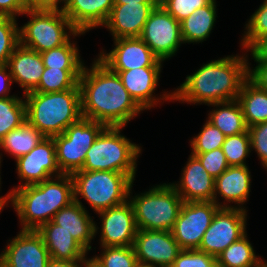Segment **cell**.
<instances>
[{"mask_svg":"<svg viewBox=\"0 0 267 267\" xmlns=\"http://www.w3.org/2000/svg\"><path fill=\"white\" fill-rule=\"evenodd\" d=\"M3 155H2V153L0 152V164L2 165V159H3V157H2Z\"/></svg>","mask_w":267,"mask_h":267,"instance_id":"11a10c76","label":"cell"},{"mask_svg":"<svg viewBox=\"0 0 267 267\" xmlns=\"http://www.w3.org/2000/svg\"><path fill=\"white\" fill-rule=\"evenodd\" d=\"M159 3V0H114V4Z\"/></svg>","mask_w":267,"mask_h":267,"instance_id":"681fc988","label":"cell"},{"mask_svg":"<svg viewBox=\"0 0 267 267\" xmlns=\"http://www.w3.org/2000/svg\"><path fill=\"white\" fill-rule=\"evenodd\" d=\"M211 1L212 0H159V5L173 18L181 22L198 8L208 5Z\"/></svg>","mask_w":267,"mask_h":267,"instance_id":"f35d334b","label":"cell"},{"mask_svg":"<svg viewBox=\"0 0 267 267\" xmlns=\"http://www.w3.org/2000/svg\"><path fill=\"white\" fill-rule=\"evenodd\" d=\"M133 185L128 200L134 210L137 229L172 231L183 200L170 182L156 184L148 191L134 195Z\"/></svg>","mask_w":267,"mask_h":267,"instance_id":"ba28073f","label":"cell"},{"mask_svg":"<svg viewBox=\"0 0 267 267\" xmlns=\"http://www.w3.org/2000/svg\"><path fill=\"white\" fill-rule=\"evenodd\" d=\"M69 1L70 0H45V9L63 10L66 7V5L69 3Z\"/></svg>","mask_w":267,"mask_h":267,"instance_id":"c3c4849f","label":"cell"},{"mask_svg":"<svg viewBox=\"0 0 267 267\" xmlns=\"http://www.w3.org/2000/svg\"><path fill=\"white\" fill-rule=\"evenodd\" d=\"M7 65L13 83L15 82L22 88L23 95L34 91L38 87L45 69L41 54L21 45L13 51Z\"/></svg>","mask_w":267,"mask_h":267,"instance_id":"7402d4cb","label":"cell"},{"mask_svg":"<svg viewBox=\"0 0 267 267\" xmlns=\"http://www.w3.org/2000/svg\"><path fill=\"white\" fill-rule=\"evenodd\" d=\"M86 209L80 203L73 201L60 209L52 221L69 232L87 252H90L92 240L95 239V221Z\"/></svg>","mask_w":267,"mask_h":267,"instance_id":"d4e9b609","label":"cell"},{"mask_svg":"<svg viewBox=\"0 0 267 267\" xmlns=\"http://www.w3.org/2000/svg\"><path fill=\"white\" fill-rule=\"evenodd\" d=\"M255 67H251L249 61L248 78L255 83L260 89L267 91V61L253 60Z\"/></svg>","mask_w":267,"mask_h":267,"instance_id":"7bdbcfd3","label":"cell"},{"mask_svg":"<svg viewBox=\"0 0 267 267\" xmlns=\"http://www.w3.org/2000/svg\"><path fill=\"white\" fill-rule=\"evenodd\" d=\"M251 183V172L247 165L229 166L215 179L213 201L220 208H240L246 210L245 205L250 198ZM219 198L223 201L221 202Z\"/></svg>","mask_w":267,"mask_h":267,"instance_id":"d6986e66","label":"cell"},{"mask_svg":"<svg viewBox=\"0 0 267 267\" xmlns=\"http://www.w3.org/2000/svg\"><path fill=\"white\" fill-rule=\"evenodd\" d=\"M247 235L246 232L217 256V267H263L266 260L256 255Z\"/></svg>","mask_w":267,"mask_h":267,"instance_id":"f546056e","label":"cell"},{"mask_svg":"<svg viewBox=\"0 0 267 267\" xmlns=\"http://www.w3.org/2000/svg\"><path fill=\"white\" fill-rule=\"evenodd\" d=\"M99 255L89 260L96 267H136L138 265L133 246L101 247Z\"/></svg>","mask_w":267,"mask_h":267,"instance_id":"836d02e7","label":"cell"},{"mask_svg":"<svg viewBox=\"0 0 267 267\" xmlns=\"http://www.w3.org/2000/svg\"><path fill=\"white\" fill-rule=\"evenodd\" d=\"M30 6L27 0H0V16L17 18Z\"/></svg>","mask_w":267,"mask_h":267,"instance_id":"ee69618b","label":"cell"},{"mask_svg":"<svg viewBox=\"0 0 267 267\" xmlns=\"http://www.w3.org/2000/svg\"><path fill=\"white\" fill-rule=\"evenodd\" d=\"M16 174L20 185L13 186L7 193L16 188L35 185L52 177L62 175L56 161V147L53 137H45L29 153L15 160Z\"/></svg>","mask_w":267,"mask_h":267,"instance_id":"4fadbf2b","label":"cell"},{"mask_svg":"<svg viewBox=\"0 0 267 267\" xmlns=\"http://www.w3.org/2000/svg\"><path fill=\"white\" fill-rule=\"evenodd\" d=\"M84 267H96L89 259L85 262Z\"/></svg>","mask_w":267,"mask_h":267,"instance_id":"f5cc1de1","label":"cell"},{"mask_svg":"<svg viewBox=\"0 0 267 267\" xmlns=\"http://www.w3.org/2000/svg\"><path fill=\"white\" fill-rule=\"evenodd\" d=\"M217 2L212 0L208 5L198 8L189 17L180 22L184 44L202 43L209 38L214 29L217 16Z\"/></svg>","mask_w":267,"mask_h":267,"instance_id":"484cf974","label":"cell"},{"mask_svg":"<svg viewBox=\"0 0 267 267\" xmlns=\"http://www.w3.org/2000/svg\"><path fill=\"white\" fill-rule=\"evenodd\" d=\"M86 261H63L50 259L47 267H84Z\"/></svg>","mask_w":267,"mask_h":267,"instance_id":"7dc6e473","label":"cell"},{"mask_svg":"<svg viewBox=\"0 0 267 267\" xmlns=\"http://www.w3.org/2000/svg\"><path fill=\"white\" fill-rule=\"evenodd\" d=\"M244 51L241 55H227L200 65L174 88L173 102L197 106L237 100L243 83L248 79L250 57Z\"/></svg>","mask_w":267,"mask_h":267,"instance_id":"7a4b0ae2","label":"cell"},{"mask_svg":"<svg viewBox=\"0 0 267 267\" xmlns=\"http://www.w3.org/2000/svg\"><path fill=\"white\" fill-rule=\"evenodd\" d=\"M159 3L114 4L102 26L113 39L139 37L151 12Z\"/></svg>","mask_w":267,"mask_h":267,"instance_id":"ffe728a7","label":"cell"},{"mask_svg":"<svg viewBox=\"0 0 267 267\" xmlns=\"http://www.w3.org/2000/svg\"><path fill=\"white\" fill-rule=\"evenodd\" d=\"M12 84L13 80L8 65L0 66V99L18 96L17 94L10 95Z\"/></svg>","mask_w":267,"mask_h":267,"instance_id":"f6af8a7d","label":"cell"},{"mask_svg":"<svg viewBox=\"0 0 267 267\" xmlns=\"http://www.w3.org/2000/svg\"><path fill=\"white\" fill-rule=\"evenodd\" d=\"M237 101L248 127L267 121V91L249 78L243 83Z\"/></svg>","mask_w":267,"mask_h":267,"instance_id":"83f0119b","label":"cell"},{"mask_svg":"<svg viewBox=\"0 0 267 267\" xmlns=\"http://www.w3.org/2000/svg\"><path fill=\"white\" fill-rule=\"evenodd\" d=\"M73 201V179L70 174L16 188L9 194V204L16 212L21 230H37Z\"/></svg>","mask_w":267,"mask_h":267,"instance_id":"3957f363","label":"cell"},{"mask_svg":"<svg viewBox=\"0 0 267 267\" xmlns=\"http://www.w3.org/2000/svg\"><path fill=\"white\" fill-rule=\"evenodd\" d=\"M106 127L101 122L81 117L62 134L53 137L56 161L62 174L71 175L82 169L86 152Z\"/></svg>","mask_w":267,"mask_h":267,"instance_id":"9c48e42d","label":"cell"},{"mask_svg":"<svg viewBox=\"0 0 267 267\" xmlns=\"http://www.w3.org/2000/svg\"><path fill=\"white\" fill-rule=\"evenodd\" d=\"M78 48L77 41L71 38L66 44L40 54L46 68L83 69L85 62Z\"/></svg>","mask_w":267,"mask_h":267,"instance_id":"4dcf8cb0","label":"cell"},{"mask_svg":"<svg viewBox=\"0 0 267 267\" xmlns=\"http://www.w3.org/2000/svg\"><path fill=\"white\" fill-rule=\"evenodd\" d=\"M188 157L179 181L170 184L183 202L213 201L215 178L206 171L196 156L190 154Z\"/></svg>","mask_w":267,"mask_h":267,"instance_id":"44dd1931","label":"cell"},{"mask_svg":"<svg viewBox=\"0 0 267 267\" xmlns=\"http://www.w3.org/2000/svg\"><path fill=\"white\" fill-rule=\"evenodd\" d=\"M71 176L74 201L85 208L79 199L82 197L95 214L124 204L128 200L130 186L134 183L127 174L115 171L78 170Z\"/></svg>","mask_w":267,"mask_h":267,"instance_id":"8992f818","label":"cell"},{"mask_svg":"<svg viewBox=\"0 0 267 267\" xmlns=\"http://www.w3.org/2000/svg\"><path fill=\"white\" fill-rule=\"evenodd\" d=\"M17 19L0 16V66L8 63L13 51L20 45Z\"/></svg>","mask_w":267,"mask_h":267,"instance_id":"8d00e7d4","label":"cell"},{"mask_svg":"<svg viewBox=\"0 0 267 267\" xmlns=\"http://www.w3.org/2000/svg\"><path fill=\"white\" fill-rule=\"evenodd\" d=\"M24 121H26V103L23 95L0 99V140Z\"/></svg>","mask_w":267,"mask_h":267,"instance_id":"d6a6232c","label":"cell"},{"mask_svg":"<svg viewBox=\"0 0 267 267\" xmlns=\"http://www.w3.org/2000/svg\"><path fill=\"white\" fill-rule=\"evenodd\" d=\"M23 97L26 120L45 137L62 134L82 117L78 84L62 92H29Z\"/></svg>","mask_w":267,"mask_h":267,"instance_id":"277c9868","label":"cell"},{"mask_svg":"<svg viewBox=\"0 0 267 267\" xmlns=\"http://www.w3.org/2000/svg\"><path fill=\"white\" fill-rule=\"evenodd\" d=\"M47 247L50 259L63 261H87L89 254L66 230L52 220L36 230Z\"/></svg>","mask_w":267,"mask_h":267,"instance_id":"cb8c5ba5","label":"cell"},{"mask_svg":"<svg viewBox=\"0 0 267 267\" xmlns=\"http://www.w3.org/2000/svg\"><path fill=\"white\" fill-rule=\"evenodd\" d=\"M83 69H44L38 87L32 92L53 93L73 89Z\"/></svg>","mask_w":267,"mask_h":267,"instance_id":"1f68e13d","label":"cell"},{"mask_svg":"<svg viewBox=\"0 0 267 267\" xmlns=\"http://www.w3.org/2000/svg\"><path fill=\"white\" fill-rule=\"evenodd\" d=\"M114 5V0H70L62 10L78 32L87 33L102 27Z\"/></svg>","mask_w":267,"mask_h":267,"instance_id":"603a6c76","label":"cell"},{"mask_svg":"<svg viewBox=\"0 0 267 267\" xmlns=\"http://www.w3.org/2000/svg\"><path fill=\"white\" fill-rule=\"evenodd\" d=\"M136 267H158V266L145 265V264H138Z\"/></svg>","mask_w":267,"mask_h":267,"instance_id":"db71d44e","label":"cell"},{"mask_svg":"<svg viewBox=\"0 0 267 267\" xmlns=\"http://www.w3.org/2000/svg\"><path fill=\"white\" fill-rule=\"evenodd\" d=\"M82 117L106 126L125 127L143 113V109L123 86L120 76L97 57L84 65L78 80Z\"/></svg>","mask_w":267,"mask_h":267,"instance_id":"6da1fadb","label":"cell"},{"mask_svg":"<svg viewBox=\"0 0 267 267\" xmlns=\"http://www.w3.org/2000/svg\"><path fill=\"white\" fill-rule=\"evenodd\" d=\"M30 19L19 27L20 45L39 53L66 44L71 37L83 36L59 9L30 6L22 16Z\"/></svg>","mask_w":267,"mask_h":267,"instance_id":"52a82bcc","label":"cell"},{"mask_svg":"<svg viewBox=\"0 0 267 267\" xmlns=\"http://www.w3.org/2000/svg\"><path fill=\"white\" fill-rule=\"evenodd\" d=\"M251 151L256 152L260 165L267 171V121L248 127Z\"/></svg>","mask_w":267,"mask_h":267,"instance_id":"60d3db41","label":"cell"},{"mask_svg":"<svg viewBox=\"0 0 267 267\" xmlns=\"http://www.w3.org/2000/svg\"><path fill=\"white\" fill-rule=\"evenodd\" d=\"M134 250L138 264L171 267L182 250L171 231L138 229Z\"/></svg>","mask_w":267,"mask_h":267,"instance_id":"ac0fdd59","label":"cell"},{"mask_svg":"<svg viewBox=\"0 0 267 267\" xmlns=\"http://www.w3.org/2000/svg\"><path fill=\"white\" fill-rule=\"evenodd\" d=\"M251 53V54H250ZM250 59L267 61V35L260 38L248 51Z\"/></svg>","mask_w":267,"mask_h":267,"instance_id":"bcb514c9","label":"cell"},{"mask_svg":"<svg viewBox=\"0 0 267 267\" xmlns=\"http://www.w3.org/2000/svg\"><path fill=\"white\" fill-rule=\"evenodd\" d=\"M44 138L45 136L26 120L0 140V150L16 160L29 153Z\"/></svg>","mask_w":267,"mask_h":267,"instance_id":"f1b7e54d","label":"cell"},{"mask_svg":"<svg viewBox=\"0 0 267 267\" xmlns=\"http://www.w3.org/2000/svg\"><path fill=\"white\" fill-rule=\"evenodd\" d=\"M226 136L207 119L201 131L190 139L191 153H207L222 148Z\"/></svg>","mask_w":267,"mask_h":267,"instance_id":"74e56055","label":"cell"},{"mask_svg":"<svg viewBox=\"0 0 267 267\" xmlns=\"http://www.w3.org/2000/svg\"><path fill=\"white\" fill-rule=\"evenodd\" d=\"M162 67H142L127 71H112L117 73L123 86L135 102L145 111L157 107L160 103L173 102V91H165L155 95L159 85Z\"/></svg>","mask_w":267,"mask_h":267,"instance_id":"e0dca14e","label":"cell"},{"mask_svg":"<svg viewBox=\"0 0 267 267\" xmlns=\"http://www.w3.org/2000/svg\"><path fill=\"white\" fill-rule=\"evenodd\" d=\"M196 156L206 171L213 177H219L228 167V163L222 148L207 153H190Z\"/></svg>","mask_w":267,"mask_h":267,"instance_id":"b9f144b4","label":"cell"},{"mask_svg":"<svg viewBox=\"0 0 267 267\" xmlns=\"http://www.w3.org/2000/svg\"><path fill=\"white\" fill-rule=\"evenodd\" d=\"M245 23L240 46L248 51L260 38L267 35V0H263Z\"/></svg>","mask_w":267,"mask_h":267,"instance_id":"e575fe53","label":"cell"},{"mask_svg":"<svg viewBox=\"0 0 267 267\" xmlns=\"http://www.w3.org/2000/svg\"><path fill=\"white\" fill-rule=\"evenodd\" d=\"M213 107L206 118L216 126L225 136L237 135L248 132V126L237 100L228 102L211 103Z\"/></svg>","mask_w":267,"mask_h":267,"instance_id":"4316f807","label":"cell"},{"mask_svg":"<svg viewBox=\"0 0 267 267\" xmlns=\"http://www.w3.org/2000/svg\"><path fill=\"white\" fill-rule=\"evenodd\" d=\"M263 267H267V262L265 261V263L263 264Z\"/></svg>","mask_w":267,"mask_h":267,"instance_id":"9f6ffc18","label":"cell"},{"mask_svg":"<svg viewBox=\"0 0 267 267\" xmlns=\"http://www.w3.org/2000/svg\"><path fill=\"white\" fill-rule=\"evenodd\" d=\"M171 267H217L216 257L197 249H182Z\"/></svg>","mask_w":267,"mask_h":267,"instance_id":"ab89813d","label":"cell"},{"mask_svg":"<svg viewBox=\"0 0 267 267\" xmlns=\"http://www.w3.org/2000/svg\"><path fill=\"white\" fill-rule=\"evenodd\" d=\"M111 51L101 49L96 57L111 71H127L142 67H163L160 60L140 37L113 39Z\"/></svg>","mask_w":267,"mask_h":267,"instance_id":"5bb4252c","label":"cell"},{"mask_svg":"<svg viewBox=\"0 0 267 267\" xmlns=\"http://www.w3.org/2000/svg\"><path fill=\"white\" fill-rule=\"evenodd\" d=\"M50 255L36 230H21L0 253V267H47Z\"/></svg>","mask_w":267,"mask_h":267,"instance_id":"2e32d148","label":"cell"},{"mask_svg":"<svg viewBox=\"0 0 267 267\" xmlns=\"http://www.w3.org/2000/svg\"><path fill=\"white\" fill-rule=\"evenodd\" d=\"M220 207L214 201L183 202L172 229L181 249H198Z\"/></svg>","mask_w":267,"mask_h":267,"instance_id":"8fae6325","label":"cell"},{"mask_svg":"<svg viewBox=\"0 0 267 267\" xmlns=\"http://www.w3.org/2000/svg\"><path fill=\"white\" fill-rule=\"evenodd\" d=\"M122 129L107 126L86 152L81 170L115 171L127 174L134 181L142 147L123 135Z\"/></svg>","mask_w":267,"mask_h":267,"instance_id":"5b68a950","label":"cell"},{"mask_svg":"<svg viewBox=\"0 0 267 267\" xmlns=\"http://www.w3.org/2000/svg\"><path fill=\"white\" fill-rule=\"evenodd\" d=\"M139 37L164 62L174 57L184 44L180 22L160 5L149 15Z\"/></svg>","mask_w":267,"mask_h":267,"instance_id":"30bf717a","label":"cell"},{"mask_svg":"<svg viewBox=\"0 0 267 267\" xmlns=\"http://www.w3.org/2000/svg\"><path fill=\"white\" fill-rule=\"evenodd\" d=\"M31 6L45 9V0H27Z\"/></svg>","mask_w":267,"mask_h":267,"instance_id":"816d5d0a","label":"cell"},{"mask_svg":"<svg viewBox=\"0 0 267 267\" xmlns=\"http://www.w3.org/2000/svg\"><path fill=\"white\" fill-rule=\"evenodd\" d=\"M222 151L229 166H246V158L252 152L249 132L226 136Z\"/></svg>","mask_w":267,"mask_h":267,"instance_id":"d590c367","label":"cell"},{"mask_svg":"<svg viewBox=\"0 0 267 267\" xmlns=\"http://www.w3.org/2000/svg\"><path fill=\"white\" fill-rule=\"evenodd\" d=\"M0 174H1V164H0ZM1 175H0V191H1ZM9 205V194L8 193H6L4 196H0V209H4V207L6 208V207H9L8 206Z\"/></svg>","mask_w":267,"mask_h":267,"instance_id":"f907efd6","label":"cell"},{"mask_svg":"<svg viewBox=\"0 0 267 267\" xmlns=\"http://www.w3.org/2000/svg\"><path fill=\"white\" fill-rule=\"evenodd\" d=\"M96 215L101 221L100 227L97 226L96 221L94 227L95 237L100 233V247L134 245L138 229L129 200L119 206L100 211Z\"/></svg>","mask_w":267,"mask_h":267,"instance_id":"9a60e30c","label":"cell"},{"mask_svg":"<svg viewBox=\"0 0 267 267\" xmlns=\"http://www.w3.org/2000/svg\"><path fill=\"white\" fill-rule=\"evenodd\" d=\"M247 212L240 208H219L197 250L217 258L247 232Z\"/></svg>","mask_w":267,"mask_h":267,"instance_id":"7c38bea8","label":"cell"}]
</instances>
